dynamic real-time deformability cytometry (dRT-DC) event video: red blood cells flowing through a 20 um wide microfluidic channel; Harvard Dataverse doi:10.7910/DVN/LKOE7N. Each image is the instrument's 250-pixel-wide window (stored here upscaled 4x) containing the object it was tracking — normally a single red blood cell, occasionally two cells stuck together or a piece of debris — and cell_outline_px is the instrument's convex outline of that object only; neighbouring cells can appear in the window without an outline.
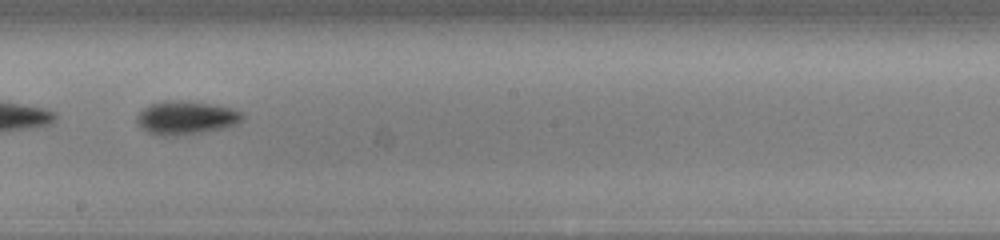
{"species": "common noctule bat (a hibernating species)", "species_latin": "Nyctalus noctula", "temperature_condition": "cold", "stored_images_in_passage": 54, "camera_frame_rate_fps": 3000, "um_per_image_px": 0.085, "animal": {"sex": "male", "body_mass_g": 13.0, "forearm_length_mm": 53.1}, "frame": {"image": 1, "passage_image": 31, "time_ms": 10.0, "image_size_px": [1000, 240], "cell_outline_px": [[240, 116], [236, 120], [228, 124], [204, 128], [176, 132], [160, 132], [148, 128], [140, 120], [140, 116], [148, 108], [160, 104], [192, 104], [220, 108], [236, 112]], "centroid_in_image_um": [15.77, 9.98], "position_along_channel_um": 232.4, "area_um2": 15.14}}
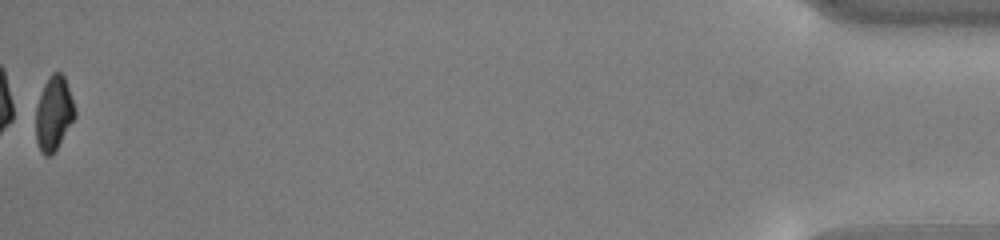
{"frame": {"image": 2, "passage_image": 54, "time_ms": 17.667, "image_size_px": [1000, 240], "cell_outline_px": [[76, 112], [72, 120], [56, 148], [48, 156], [40, 148], [36, 136], [36, 112], [40, 96], [48, 80], [56, 72], [60, 72], [64, 76]], "centroid_in_image_um": [4.57, 9.62], "position_along_channel_um": 430.6, "area_um2": 15.66}, "authors_computed_cell_mechanics": {"area_um2": 15.6638, "velocity_mm_per_s": 3.8468, "shape_relaxation_time_tau1_ms": 3.6095, "shape_relaxation_time_tau2_ms": 3.4229, "deformation_change_tau1": 0.1385, "deformation_change_tau2": 0.1093}}